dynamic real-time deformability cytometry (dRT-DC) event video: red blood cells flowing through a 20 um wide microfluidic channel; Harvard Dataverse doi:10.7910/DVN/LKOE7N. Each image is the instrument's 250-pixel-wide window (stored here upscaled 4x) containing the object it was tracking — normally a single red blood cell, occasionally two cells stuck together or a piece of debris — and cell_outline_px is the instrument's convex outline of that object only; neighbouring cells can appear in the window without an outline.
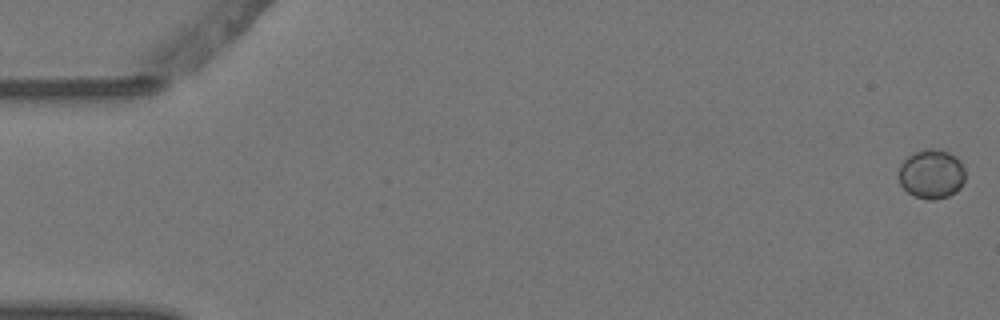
{"species": "Egyptian fruit bat (a non-hibernating species)", "species_latin": "Rousettus aegyptiacus", "temperature_condition": "warm", "stored_images_in_passage": 6, "camera_frame_rate_fps": 3000, "um_per_image_px": 0.085, "animal": {"sex": "female"}, "frame": {"image": 1, "passage_image": 1, "time_ms": 0.0, "image_size_px": [1000, 320], "cell_outline_px": [[964, 180], [960, 188], [956, 192], [948, 196], [936, 200], [928, 200], [912, 196], [900, 184], [900, 164], [912, 152], [928, 148], [932, 148], [948, 152], [956, 156], [960, 160], [964, 168]], "centroid_in_image_um": [79.19, 14.8], "position_along_channel_um": 5.8, "area_um2": 19.25}}